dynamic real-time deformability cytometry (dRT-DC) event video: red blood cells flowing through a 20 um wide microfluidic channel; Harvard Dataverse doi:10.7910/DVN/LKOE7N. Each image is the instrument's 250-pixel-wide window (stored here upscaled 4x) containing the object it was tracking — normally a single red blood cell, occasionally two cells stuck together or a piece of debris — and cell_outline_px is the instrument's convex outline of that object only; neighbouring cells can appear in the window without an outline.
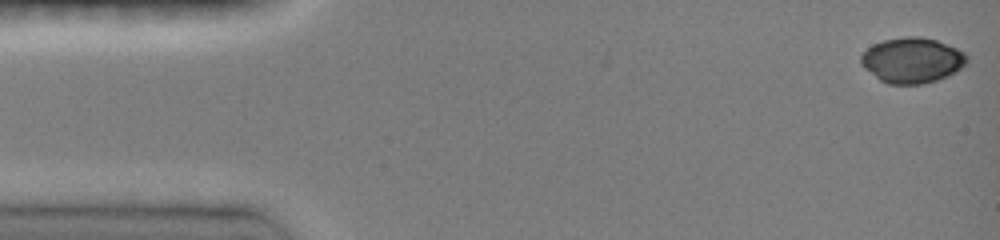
{"species": "common noctule bat (a hibernating species)", "species_latin": "Nyctalus noctula", "temperature_condition": "room temperature", "stored_images_in_passage": 2, "camera_frame_rate_fps": 3000, "um_per_image_px": 0.085, "animal": {"sex": "female", "body_mass_g": 19.0, "forearm_length_mm": 51.5}, "frame": {"image": 1, "passage_image": 2, "time_ms": 0.333, "image_size_px": [1000, 240], "cell_outline_px": [[968, 60], [960, 68], [948, 76], [924, 84], [888, 84], [880, 80], [864, 68], [860, 64], [860, 56], [872, 44], [884, 40], [904, 36], [920, 36], [936, 40], [956, 48], [964, 52], [968, 56]], "centroid_in_image_um": [77.51, 5.12], "position_along_channel_um": 7.5, "area_um2": 28.03}}